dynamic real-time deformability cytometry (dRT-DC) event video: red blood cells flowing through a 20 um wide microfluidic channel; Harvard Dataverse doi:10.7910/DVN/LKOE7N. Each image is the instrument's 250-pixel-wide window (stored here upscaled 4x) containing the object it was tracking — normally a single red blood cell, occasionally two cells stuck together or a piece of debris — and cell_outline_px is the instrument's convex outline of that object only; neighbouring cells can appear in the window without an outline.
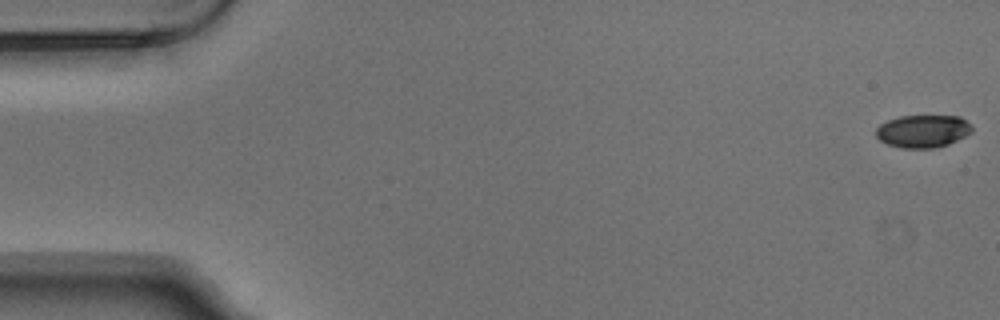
{"species": "Egyptian fruit bat (a non-hibernating species)", "species_latin": "Rousettus aegyptiacus", "temperature_condition": "warm", "stored_images_in_passage": 4, "camera_frame_rate_fps": 3000, "um_per_image_px": 0.085, "animal": {"sex": "male"}, "frame": {"image": 1, "passage_image": 1, "time_ms": 0.0, "image_size_px": [1000, 320], "cell_outline_px": [[972, 132], [948, 144], [936, 148], [904, 148], [888, 144], [880, 140], [876, 136], [876, 128], [880, 124], [888, 120], [900, 116], [960, 116], [972, 124]], "centroid_in_image_um": [78.46, 11.14], "position_along_channel_um": 6.5, "area_um2": 18.26}}
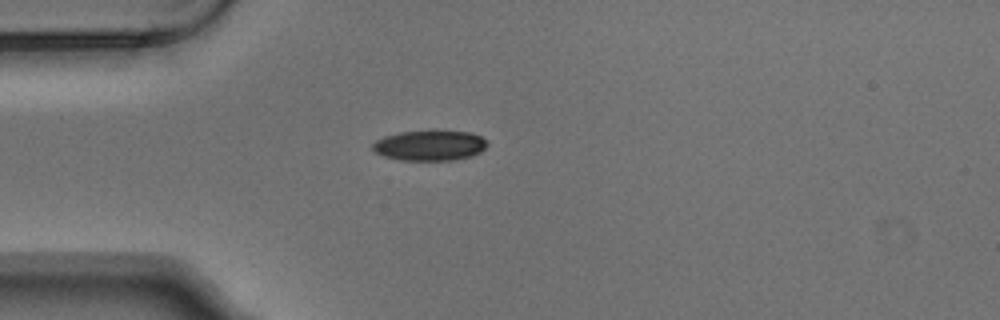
{"frame": {"image": 2, "passage_image": 4, "time_ms": 1.0, "image_size_px": [1000, 320], "cell_outline_px": [[488, 144], [480, 152], [472, 156], [452, 160], [400, 160], [384, 156], [376, 152], [372, 148], [372, 144], [376, 140], [384, 136], [400, 132], [468, 132], [480, 136], [488, 140]], "centroid_in_image_um": [36.53, 12.38], "position_along_channel_um": 48.5, "area_um2": 19.88}}